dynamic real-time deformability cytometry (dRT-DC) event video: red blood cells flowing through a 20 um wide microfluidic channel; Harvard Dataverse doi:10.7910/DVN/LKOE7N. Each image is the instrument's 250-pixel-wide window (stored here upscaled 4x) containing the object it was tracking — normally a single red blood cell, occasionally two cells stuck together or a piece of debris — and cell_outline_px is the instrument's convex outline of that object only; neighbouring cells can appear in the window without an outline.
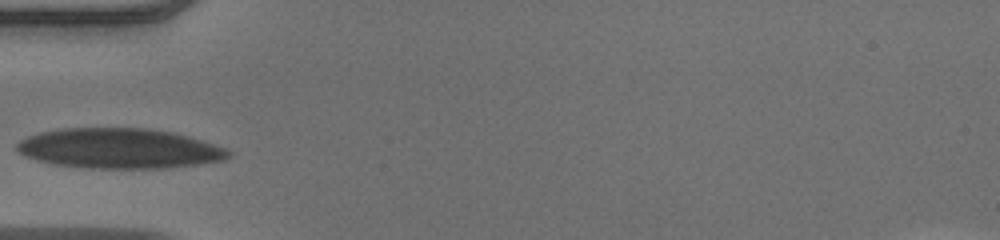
{"species": "human", "species_latin": "Homo sapiens", "temperature_condition": "warm", "stored_images_in_passage": 3, "camera_frame_rate_fps": 3000, "um_per_image_px": 0.085, "donor": {"sex": "male"}, "frame": {"image": 1, "passage_image": 1, "time_ms": 0.0, "image_size_px": [1000, 240], "cell_outline_px": [[232, 152], [228, 156], [220, 160], [192, 164], [160, 168], [84, 168], [56, 164], [36, 160], [24, 156], [16, 148], [16, 144], [20, 140], [28, 136], [40, 132], [64, 128], [144, 128], [168, 132], [188, 136], [224, 148]], "centroid_in_image_um": [10.04, 12.61], "position_along_channel_um": 75.0, "area_um2": 48.73}}